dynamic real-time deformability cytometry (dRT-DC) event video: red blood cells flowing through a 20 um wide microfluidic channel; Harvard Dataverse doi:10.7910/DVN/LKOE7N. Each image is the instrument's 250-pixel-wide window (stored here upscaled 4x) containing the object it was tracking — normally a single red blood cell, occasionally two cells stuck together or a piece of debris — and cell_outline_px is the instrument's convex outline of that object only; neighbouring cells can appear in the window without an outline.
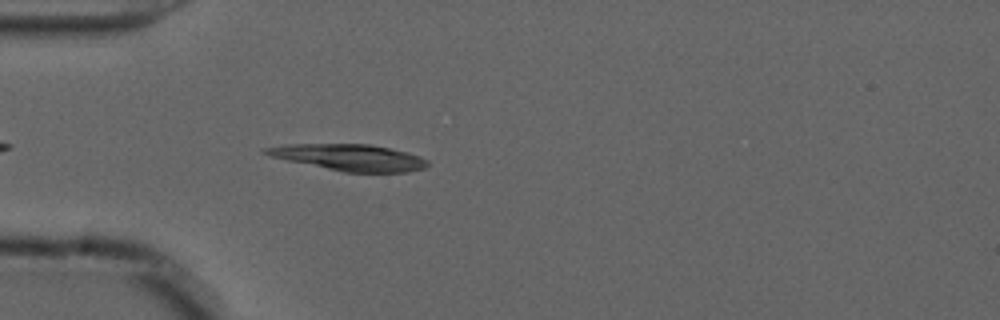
{"species": "common noctule bat (a hibernating species)", "species_latin": "Nyctalus noctula", "temperature_condition": "cold", "stored_images_in_passage": 44, "camera_frame_rate_fps": 3000, "um_per_image_px": 0.085, "animal": {"sex": "male", "forearm_length_mm": 52.5}, "frame": {"image": 1, "passage_image": 5, "time_ms": 1.333, "image_size_px": [1000, 320], "cell_outline_px": [[428, 164], [424, 168], [408, 172], [344, 172], [288, 160], [272, 156], [260, 152], [260, 148], [288, 144], [368, 144], [388, 148], [420, 156], [428, 160]], "centroid_in_image_um": [29.67, 13.38], "position_along_channel_um": 55.3, "area_um2": 24.62}}
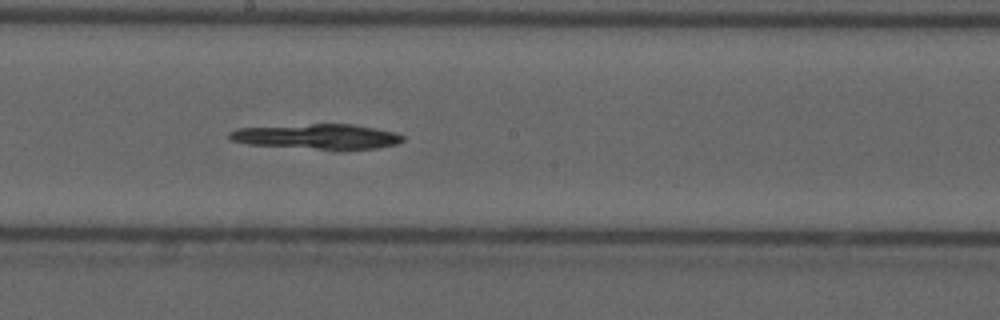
{"frame": {"image": 2, "passage_image": 19, "time_ms": 6.0, "image_size_px": [1000, 320], "cell_outline_px": [[404, 140], [396, 144], [376, 148], [340, 152], [336, 152], [248, 144], [232, 140], [228, 136], [228, 132], [236, 128], [312, 124], [352, 124], [396, 132], [404, 136]], "centroid_in_image_um": [27.0, 11.65], "position_along_channel_um": 221.2, "area_um2": 26.24}}
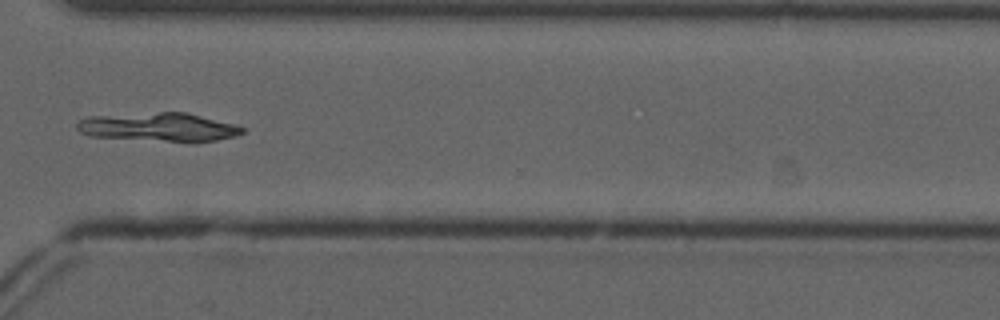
{"frame": {"image": 3, "passage_image": 30, "time_ms": 9.667, "image_size_px": [1000, 320], "cell_outline_px": [[244, 132], [236, 136], [216, 140], [192, 144], [92, 136], [80, 132], [76, 128], [76, 124], [80, 120], [88, 116], [160, 112], [184, 112], [236, 124], [244, 128]], "centroid_in_image_um": [13.54, 10.83], "position_along_channel_um": 357.1, "area_um2": 28.15}}